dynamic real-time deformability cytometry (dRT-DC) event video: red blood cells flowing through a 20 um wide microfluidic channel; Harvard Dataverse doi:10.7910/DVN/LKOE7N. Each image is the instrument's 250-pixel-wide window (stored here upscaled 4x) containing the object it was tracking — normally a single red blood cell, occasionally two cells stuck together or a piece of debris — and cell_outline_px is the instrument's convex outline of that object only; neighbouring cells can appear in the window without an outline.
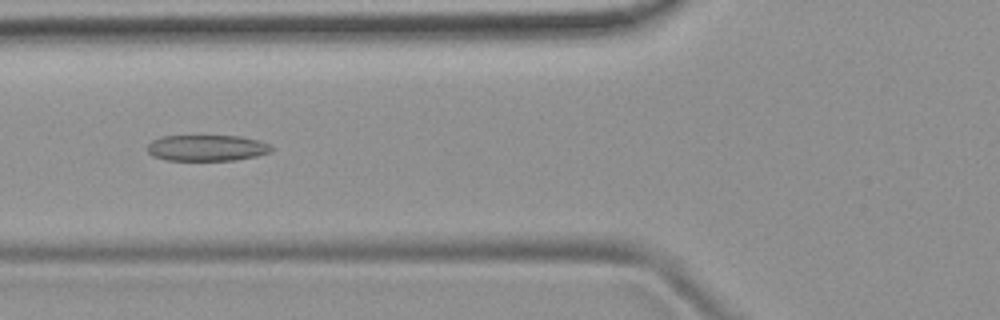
{"species": "common noctule bat (a hibernating species)", "species_latin": "Nyctalus noctula", "temperature_condition": "room temperature", "stored_images_in_passage": 38, "camera_frame_rate_fps": 3000, "um_per_image_px": 0.085, "animal": {"sex": "female", "body_mass_g": 19.9}, "frame": {"image": 1, "passage_image": 6, "time_ms": 1.667, "image_size_px": [1000, 320], "cell_outline_px": [[272, 148], [268, 152], [256, 156], [236, 160], [168, 160], [152, 156], [148, 152], [148, 144], [152, 140], [164, 136], [240, 136], [260, 140], [272, 144]], "centroid_in_image_um": [17.6, 12.57], "position_along_channel_um": 108.2, "area_um2": 18.84}}
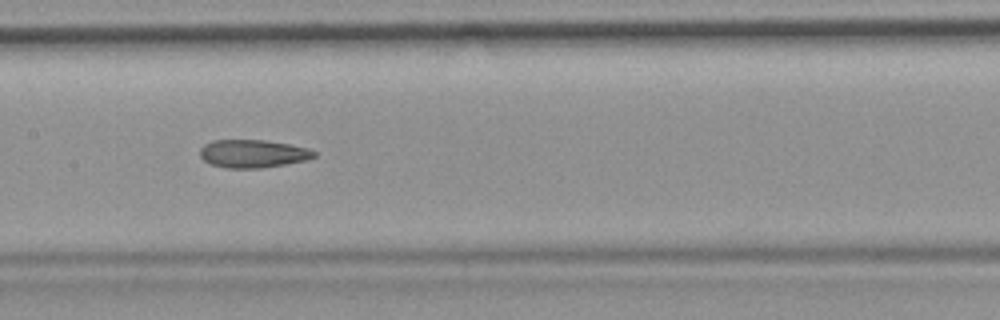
{"frame": {"image": 2, "passage_image": 12, "time_ms": 3.667, "image_size_px": [1000, 320], "cell_outline_px": [[316, 156], [304, 160], [284, 164], [260, 168], [224, 168], [212, 164], [204, 160], [200, 156], [200, 148], [204, 144], [212, 140], [264, 140], [288, 144], [308, 148], [316, 152]], "centroid_in_image_um": [21.46, 13.05], "position_along_channel_um": 185.9, "area_um2": 18.5}, "authors_computed_cell_mechanics": {"area_um2": 19.363, "velocity_mm_per_s": 3.8791, "shape_relaxation_time_tau1_ms": null, "shape_relaxation_time_tau2_ms": 2.7377, "deformation_change_tau1": null, "deformation_change_tau2": 0.1118}}